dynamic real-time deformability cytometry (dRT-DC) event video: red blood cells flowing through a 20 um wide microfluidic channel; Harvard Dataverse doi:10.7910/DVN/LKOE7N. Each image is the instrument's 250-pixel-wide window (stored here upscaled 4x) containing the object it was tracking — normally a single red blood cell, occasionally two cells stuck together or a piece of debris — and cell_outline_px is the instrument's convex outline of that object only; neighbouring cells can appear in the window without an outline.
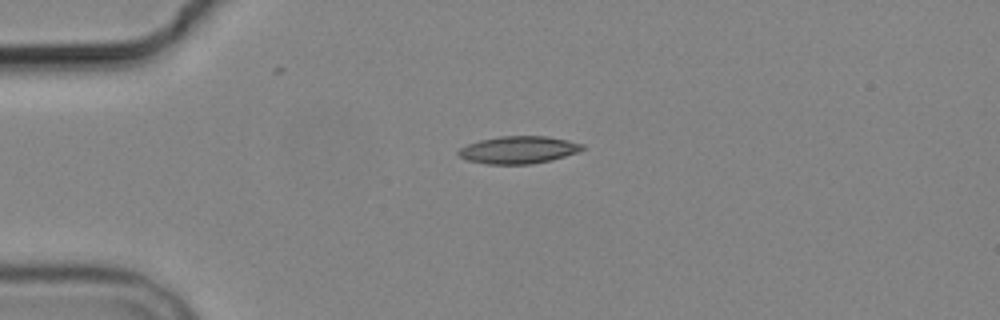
{"species": "common noctule bat (a hibernating species)", "species_latin": "Nyctalus noctula", "temperature_condition": "cold", "stored_images_in_passage": 3, "camera_frame_rate_fps": 3000, "um_per_image_px": 0.085, "animal": {"sex": "male", "body_mass_g": 19.2, "forearm_length_mm": 51.8}, "frame": {"image": 1, "passage_image": 1, "time_ms": 0.0, "image_size_px": [1000, 320], "cell_outline_px": [[584, 148], [576, 152], [552, 160], [532, 164], [488, 164], [468, 160], [460, 156], [456, 152], [460, 148], [468, 144], [480, 140], [500, 136], [548, 136], [568, 140], [584, 144]], "centroid_in_image_um": [44.07, 12.73], "position_along_channel_um": 40.9, "area_um2": 19.71}}
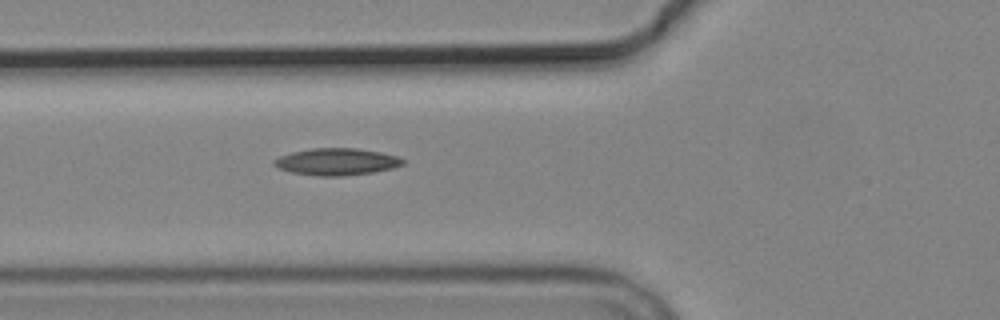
{"frame": {"image": 2, "passage_image": 3, "time_ms": 2.333, "image_size_px": [1000, 320], "cell_outline_px": [[404, 164], [392, 168], [372, 172], [340, 176], [320, 176], [292, 172], [276, 168], [272, 164], [272, 160], [280, 156], [292, 152], [312, 148], [356, 148], [380, 152], [396, 156], [404, 160]], "centroid_in_image_um": [28.56, 13.74], "position_along_channel_um": 97.2, "area_um2": 20.11}}